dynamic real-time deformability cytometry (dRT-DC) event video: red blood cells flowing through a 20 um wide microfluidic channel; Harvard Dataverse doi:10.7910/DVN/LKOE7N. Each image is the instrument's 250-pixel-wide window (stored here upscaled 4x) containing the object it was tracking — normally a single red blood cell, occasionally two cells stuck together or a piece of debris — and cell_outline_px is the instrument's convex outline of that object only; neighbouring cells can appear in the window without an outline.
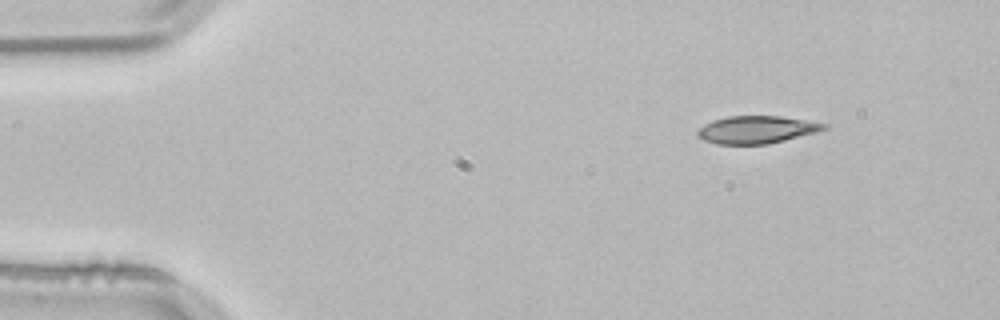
{"species": "common noctule bat (a hibernating species)", "species_latin": "Nyctalus noctula", "temperature_condition": "room temperature", "stored_images_in_passage": 47, "camera_frame_rate_fps": 3000, "um_per_image_px": 0.085, "animal": {"sex": "male", "body_mass_g": 21.5, "forearm_length_mm": 52.0}, "frame": {"image": 1, "passage_image": 1, "time_ms": 0.0, "image_size_px": [1000, 320], "cell_outline_px": [[828, 128], [816, 132], [768, 144], [716, 144], [704, 140], [696, 136], [696, 132], [704, 124], [712, 120], [728, 116], [780, 116], [828, 124]], "centroid_in_image_um": [64.27, 11.02], "position_along_channel_um": 20.7, "area_um2": 20.23}}
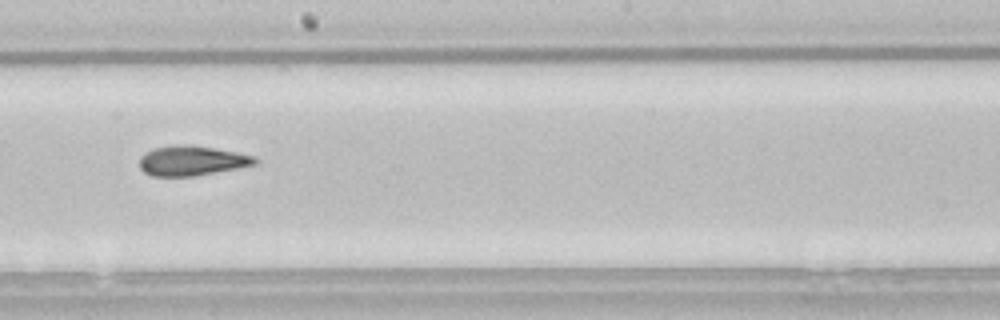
{"frame": {"image": 2, "passage_image": 24, "time_ms": 7.667, "image_size_px": [1000, 320], "cell_outline_px": [[260, 160], [256, 164], [196, 176], [152, 176], [144, 172], [140, 168], [140, 156], [156, 148], [176, 144], [192, 144], [236, 152], [256, 156]], "centroid_in_image_um": [16.33, 13.65], "position_along_channel_um": 231.9, "area_um2": 20.11}}
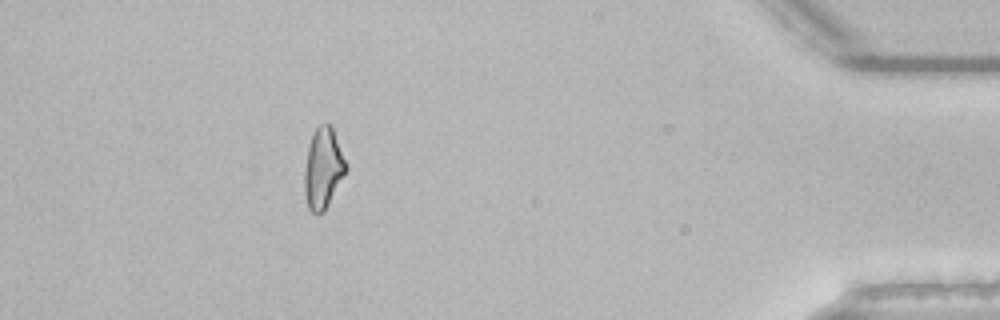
{"frame": {"image": 3, "passage_image": 42, "time_ms": 13.667, "image_size_px": [1000, 320], "cell_outline_px": [[348, 168], [324, 212], [316, 216], [308, 208], [304, 192], [304, 168], [308, 148], [312, 136], [316, 128], [320, 124], [332, 124], [348, 164]], "centroid_in_image_um": [27.48, 14.31], "position_along_channel_um": 407.7, "area_um2": 19.83}, "authors_computed_cell_mechanics": {"area_um2": 20.1722, "velocity_mm_per_s": 3.848, "shape_relaxation_time_tau1_ms": 6.4275, "shape_relaxation_time_tau2_ms": 3.0191, "deformation_change_tau1": 0.2011, "deformation_change_tau2": 0.1208}}